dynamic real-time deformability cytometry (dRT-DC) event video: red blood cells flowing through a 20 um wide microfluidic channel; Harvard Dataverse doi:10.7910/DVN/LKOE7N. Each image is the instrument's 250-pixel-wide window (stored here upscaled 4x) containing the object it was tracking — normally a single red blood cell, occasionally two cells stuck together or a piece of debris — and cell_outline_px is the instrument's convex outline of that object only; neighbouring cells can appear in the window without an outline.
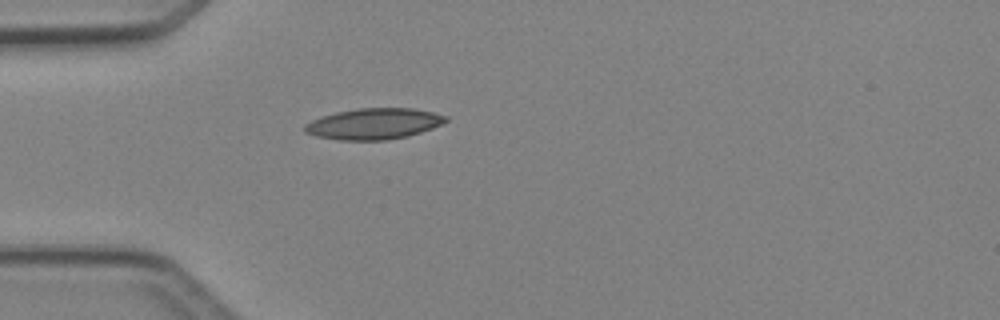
{"species": "Egyptian fruit bat (a non-hibernating species)", "species_latin": "Rousettus aegyptiacus", "temperature_condition": "cold", "stored_images_in_passage": 35, "camera_frame_rate_fps": 3000, "um_per_image_px": 0.085, "animal": {"sex": "female"}, "frame": {"image": 1, "passage_image": 1, "time_ms": 0.0, "image_size_px": [1000, 320], "cell_outline_px": [[448, 120], [432, 128], [408, 136], [388, 140], [340, 140], [316, 136], [304, 132], [304, 124], [312, 120], [336, 112], [356, 108], [412, 108], [432, 112], [448, 116]], "centroid_in_image_um": [31.77, 10.52], "position_along_channel_um": 53.2, "area_um2": 25.43}}
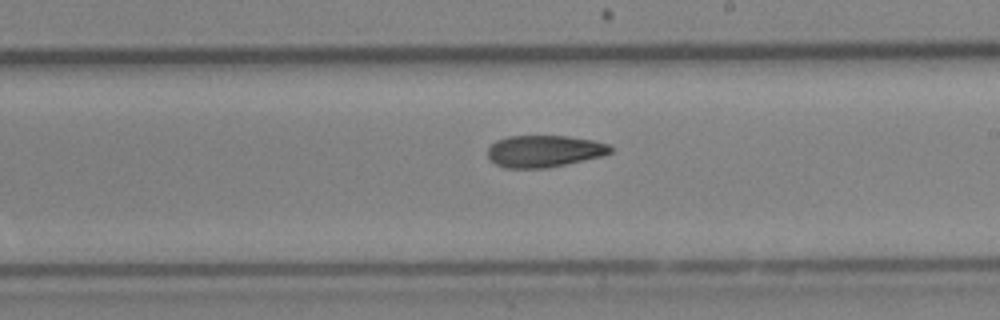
{"frame": {"image": 2, "passage_image": 15, "time_ms": 4.667, "image_size_px": [1000, 320], "cell_outline_px": [[612, 152], [604, 156], [544, 168], [504, 168], [496, 164], [488, 156], [488, 148], [496, 140], [508, 136], [568, 136], [592, 140], [608, 144], [612, 148]], "centroid_in_image_um": [46.26, 12.84], "position_along_channel_um": 242.7, "area_um2": 22.72}}
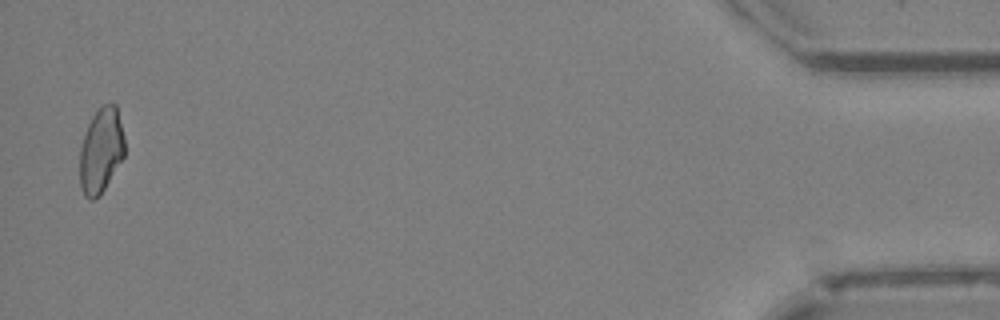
{"frame": {"image": 3, "passage_image": 34, "time_ms": 11.0, "image_size_px": [1000, 320], "cell_outline_px": [[124, 156], [100, 196], [92, 200], [88, 200], [84, 196], [80, 188], [80, 148], [88, 124], [96, 108], [100, 104], [116, 104], [124, 136]], "centroid_in_image_um": [8.57, 12.8], "position_along_channel_um": 426.6, "area_um2": 22.43}}